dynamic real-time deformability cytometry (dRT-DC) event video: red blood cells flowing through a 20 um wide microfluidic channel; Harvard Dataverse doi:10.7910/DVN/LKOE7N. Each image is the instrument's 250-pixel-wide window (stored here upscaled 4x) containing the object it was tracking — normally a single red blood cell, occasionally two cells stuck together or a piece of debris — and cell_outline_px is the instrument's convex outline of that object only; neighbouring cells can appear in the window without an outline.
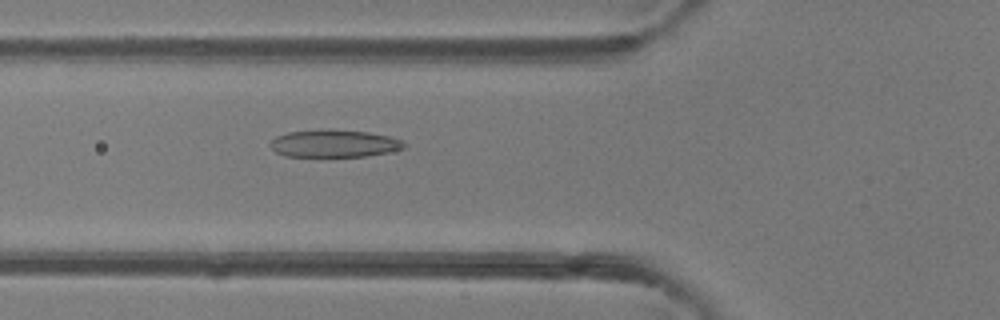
{"species": "common noctule bat (a hibernating species)", "species_latin": "Nyctalus noctula", "temperature_condition": "room temperature", "stored_images_in_passage": 41, "camera_frame_rate_fps": 3000, "um_per_image_px": 0.085, "animal": {"sex": "female"}, "frame": {"image": 1, "passage_image": 10, "time_ms": 3.0, "image_size_px": [1000, 320], "cell_outline_px": [[408, 144], [404, 148], [388, 152], [368, 156], [284, 156], [276, 152], [268, 144], [276, 136], [288, 132], [320, 128], [332, 128], [368, 132], [388, 136], [404, 140]], "centroid_in_image_um": [28.41, 12.17], "position_along_channel_um": 97.4, "area_um2": 21.85}}
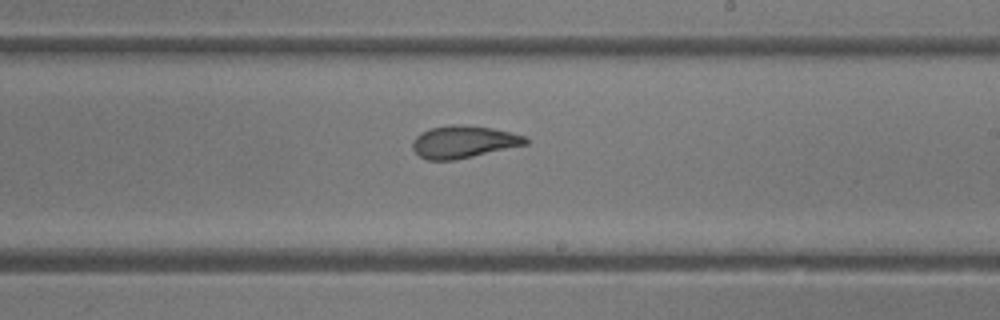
{"frame": {"image": 2, "passage_image": 21, "time_ms": 6.667, "image_size_px": [1000, 320], "cell_outline_px": [[528, 144], [456, 160], [428, 160], [420, 156], [412, 148], [412, 140], [416, 136], [432, 128], [456, 124], [492, 128], [524, 136], [528, 140]], "centroid_in_image_um": [39.4, 12.07], "position_along_channel_um": 249.6, "area_um2": 20.98}}
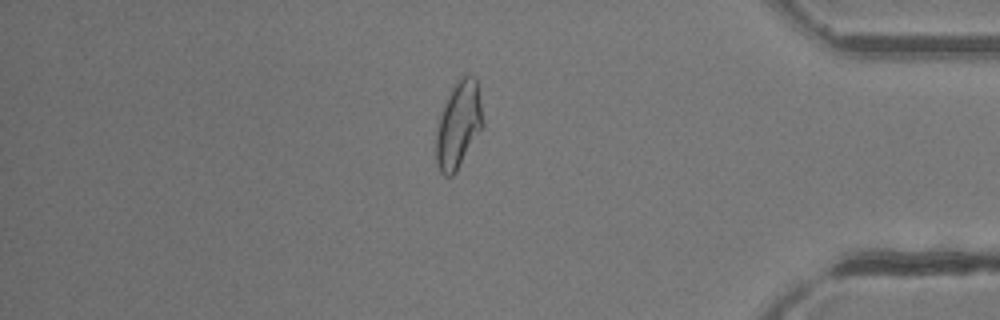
{"frame": {"image": 3, "passage_image": 34, "time_ms": 11.0, "image_size_px": [1000, 320], "cell_outline_px": [[484, 124], [456, 172], [452, 176], [444, 176], [440, 172], [436, 160], [436, 128], [440, 112], [452, 84], [460, 76], [476, 76]], "centroid_in_image_um": [38.95, 10.57], "position_along_channel_um": 396.3, "area_um2": 23.81}, "authors_computed_cell_mechanics": {"area_um2": 22.3686, "velocity_mm_per_s": 4.1388, "shape_relaxation_time_tau1_ms": 11.1438, "shape_relaxation_time_tau2_ms": 1.464, "deformation_change_tau1": 0.2841, "deformation_change_tau2": 0.0737}}